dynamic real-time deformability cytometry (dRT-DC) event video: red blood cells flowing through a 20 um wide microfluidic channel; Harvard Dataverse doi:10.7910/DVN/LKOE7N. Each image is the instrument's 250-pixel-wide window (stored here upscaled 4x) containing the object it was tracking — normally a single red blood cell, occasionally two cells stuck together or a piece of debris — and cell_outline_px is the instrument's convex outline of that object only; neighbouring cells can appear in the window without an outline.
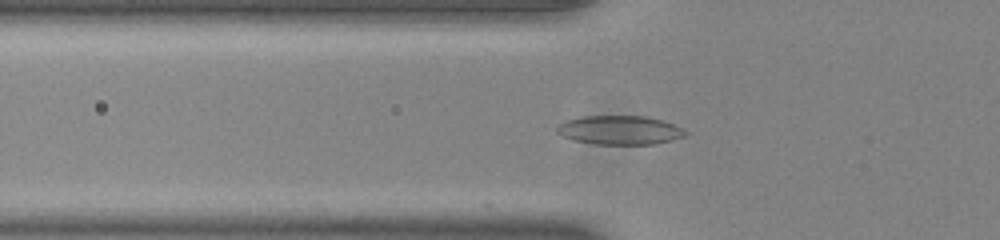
{"species": "common noctule bat (a hibernating species)", "species_latin": "Nyctalus noctula", "temperature_condition": "room temperature", "stored_images_in_passage": 20, "camera_frame_rate_fps": 3000, "um_per_image_px": 0.085, "animal": {"sex": "male", "body_mass_g": 20.0, "forearm_length_mm": 53.3}, "frame": {"image": 1, "passage_image": 20, "time_ms": 6.333, "image_size_px": [1000, 240], "cell_outline_px": [[688, 132], [684, 136], [672, 140], [652, 144], [592, 144], [576, 140], [564, 136], [556, 132], [556, 128], [564, 120], [580, 116], [644, 116], [660, 120], [684, 128]], "centroid_in_image_um": [52.66, 11.05], "position_along_channel_um": 73.1, "area_um2": 21.56}}